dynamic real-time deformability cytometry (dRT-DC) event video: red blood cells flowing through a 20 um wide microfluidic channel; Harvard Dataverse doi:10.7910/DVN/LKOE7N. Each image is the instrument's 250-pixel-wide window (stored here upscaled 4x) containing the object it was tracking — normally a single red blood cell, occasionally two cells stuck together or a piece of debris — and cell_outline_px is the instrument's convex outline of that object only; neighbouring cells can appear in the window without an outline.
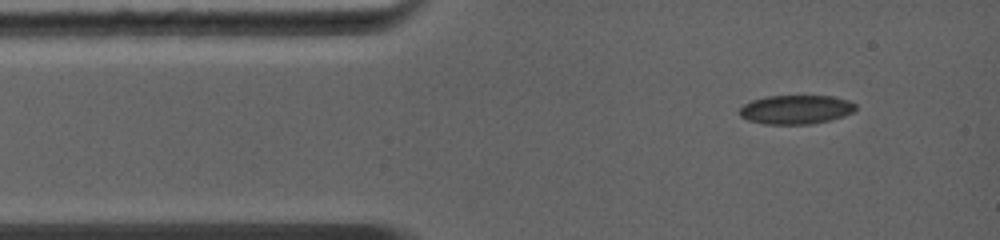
{"species": "common noctule bat (a hibernating species)", "species_latin": "Nyctalus noctula", "temperature_condition": "warm", "stored_images_in_passage": 14, "camera_frame_rate_fps": 5000, "um_per_image_px": 0.085, "animal": {"sex": "female", "body_mass_g": 19.0, "forearm_length_mm": 56.7}, "frame": {"image": 1, "passage_image": 3, "time_ms": 0.8, "image_size_px": [1000, 240], "cell_outline_px": [[856, 108], [852, 112], [844, 116], [828, 120], [808, 124], [764, 124], [748, 120], [740, 116], [740, 108], [744, 104], [752, 100], [768, 96], [832, 96], [848, 100], [856, 104]], "centroid_in_image_um": [67.65, 9.31], "position_along_channel_um": 17.4, "area_um2": 19.48}}
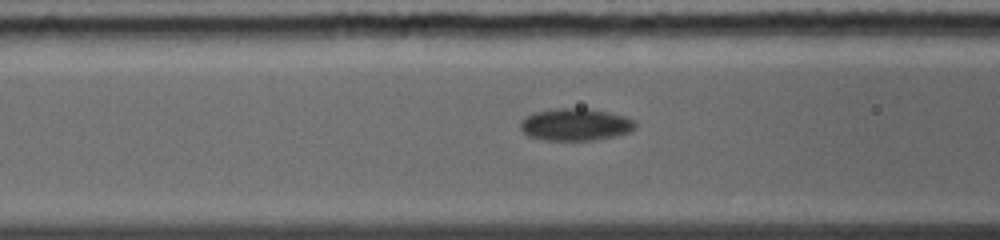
{"frame": {"image": 2, "passage_image": 11, "time_ms": 4.2, "image_size_px": [1000, 240], "cell_outline_px": [[636, 128], [632, 132], [616, 136], [596, 140], [540, 140], [528, 136], [520, 128], [520, 120], [536, 112], [556, 108], [584, 108], [608, 112], [624, 116], [632, 120], [636, 124]], "centroid_in_image_um": [48.92, 10.6], "position_along_channel_um": 117.7, "area_um2": 21.68}}
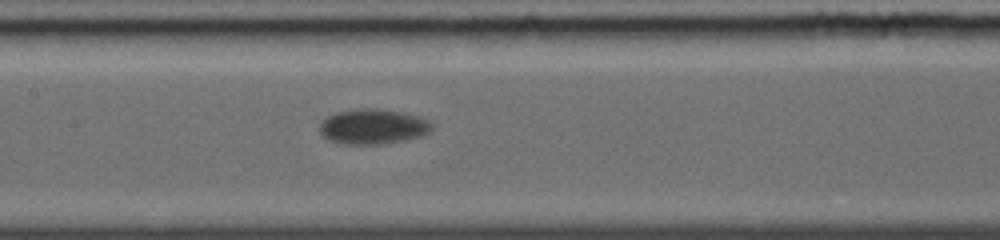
{"frame": {"image": 3, "passage_image": 14, "time_ms": 5.6, "image_size_px": [1000, 240], "cell_outline_px": [[432, 128], [428, 132], [420, 136], [404, 140], [380, 144], [344, 144], [328, 140], [320, 132], [320, 124], [328, 116], [336, 112], [368, 108], [400, 112], [416, 116], [428, 120], [432, 124]], "centroid_in_image_um": [31.68, 10.77], "position_along_channel_um": 175.7, "area_um2": 22.48}}